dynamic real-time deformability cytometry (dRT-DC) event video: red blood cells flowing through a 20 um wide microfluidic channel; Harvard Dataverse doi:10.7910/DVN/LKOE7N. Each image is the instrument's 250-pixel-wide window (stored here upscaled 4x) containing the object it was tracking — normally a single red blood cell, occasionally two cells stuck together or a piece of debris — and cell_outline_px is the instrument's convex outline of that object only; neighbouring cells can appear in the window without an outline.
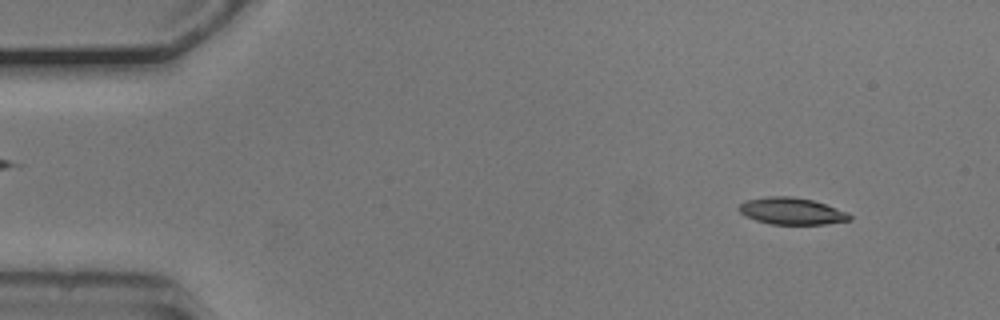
{"species": "common noctule bat (a hibernating species)", "species_latin": "Nyctalus noctula", "temperature_condition": "cold", "stored_images_in_passage": 53, "camera_frame_rate_fps": 3000, "um_per_image_px": 0.085, "animal": {"sex": "male", "body_mass_g": 20.5, "forearm_length_mm": 52.5}, "frame": {"image": 1, "passage_image": 5, "time_ms": 1.333, "image_size_px": [1000, 320], "cell_outline_px": [[852, 220], [824, 224], [768, 224], [744, 216], [736, 208], [740, 204], [748, 200], [768, 196], [792, 196], [812, 200], [848, 212], [852, 216]], "centroid_in_image_um": [67.28, 17.95], "position_along_channel_um": 17.7, "area_um2": 17.34}}
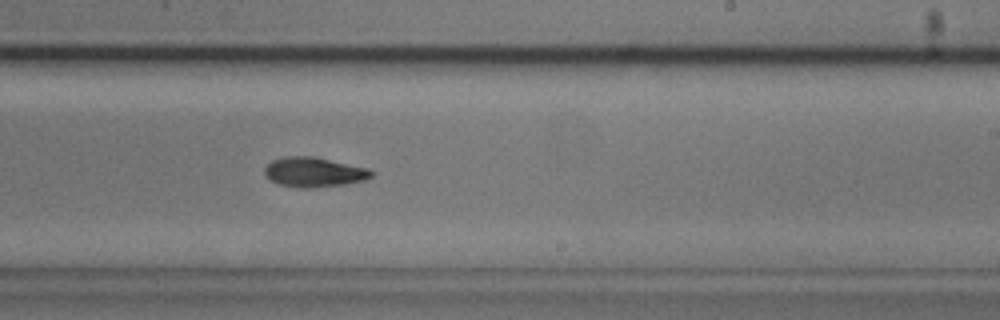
{"frame": {"image": 2, "passage_image": 32, "time_ms": 10.333, "image_size_px": [1000, 320], "cell_outline_px": [[372, 176], [364, 180], [344, 184], [312, 188], [300, 188], [280, 184], [268, 180], [264, 172], [264, 168], [272, 160], [284, 156], [312, 156], [368, 168], [372, 172]], "centroid_in_image_um": [26.64, 14.63], "position_along_channel_um": 262.4, "area_um2": 18.44}}
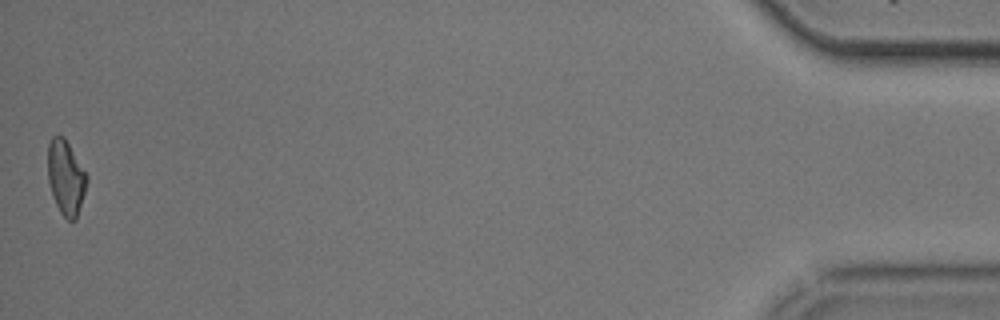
{"frame": {"image": 3, "passage_image": 53, "time_ms": 17.333, "image_size_px": [1000, 320], "cell_outline_px": [[88, 180], [76, 220], [68, 220], [60, 212], [56, 204], [48, 180], [48, 144], [52, 136], [64, 136], [88, 176]], "centroid_in_image_um": [5.6, 15.07], "position_along_channel_um": 429.6, "area_um2": 16.76}, "authors_computed_cell_mechanics": {"area_um2": 17.6868, "velocity_mm_per_s": 3.759, "shape_relaxation_time_tau1_ms": 3.3987, "shape_relaxation_time_tau2_ms": null, "deformation_change_tau1": 0.1191, "deformation_change_tau2": null}}